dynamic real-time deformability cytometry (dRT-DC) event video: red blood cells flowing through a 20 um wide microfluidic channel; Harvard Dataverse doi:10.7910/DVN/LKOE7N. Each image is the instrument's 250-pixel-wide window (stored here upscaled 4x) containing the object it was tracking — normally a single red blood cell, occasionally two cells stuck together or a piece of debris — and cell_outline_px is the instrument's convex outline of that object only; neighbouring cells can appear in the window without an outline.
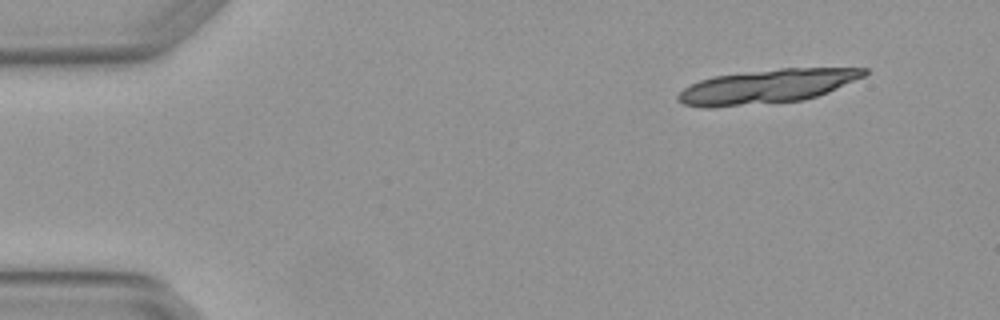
{"species": "Egyptian fruit bat (a non-hibernating species)", "species_latin": "Rousettus aegyptiacus", "temperature_condition": "warm", "stored_images_in_passage": 6, "camera_frame_rate_fps": 3000, "um_per_image_px": 0.085, "animal": {"sex": "female"}, "frame": {"image": 1, "passage_image": 1, "time_ms": 0.0, "image_size_px": [1000, 320], "cell_outline_px": [[868, 72], [864, 76], [828, 92], [804, 100], [712, 108], [704, 108], [684, 104], [676, 100], [676, 96], [684, 88], [700, 80], [712, 76], [780, 68], [868, 68]], "centroid_in_image_um": [65.16, 7.35], "position_along_channel_um": 19.8, "area_um2": 36.82}}
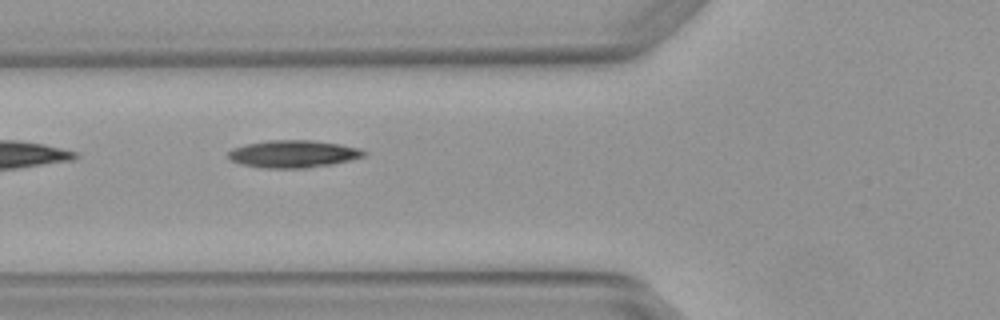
{"frame": {"image": 2, "passage_image": 5, "time_ms": 1.333, "image_size_px": [1000, 320], "cell_outline_px": [[368, 156], [352, 160], [332, 164], [308, 168], [264, 168], [240, 164], [228, 160], [228, 152], [232, 148], [244, 144], [268, 140], [312, 140], [340, 144], [360, 148], [368, 152]], "centroid_in_image_um": [24.95, 13.08], "position_along_channel_um": 100.9, "area_um2": 22.08}}